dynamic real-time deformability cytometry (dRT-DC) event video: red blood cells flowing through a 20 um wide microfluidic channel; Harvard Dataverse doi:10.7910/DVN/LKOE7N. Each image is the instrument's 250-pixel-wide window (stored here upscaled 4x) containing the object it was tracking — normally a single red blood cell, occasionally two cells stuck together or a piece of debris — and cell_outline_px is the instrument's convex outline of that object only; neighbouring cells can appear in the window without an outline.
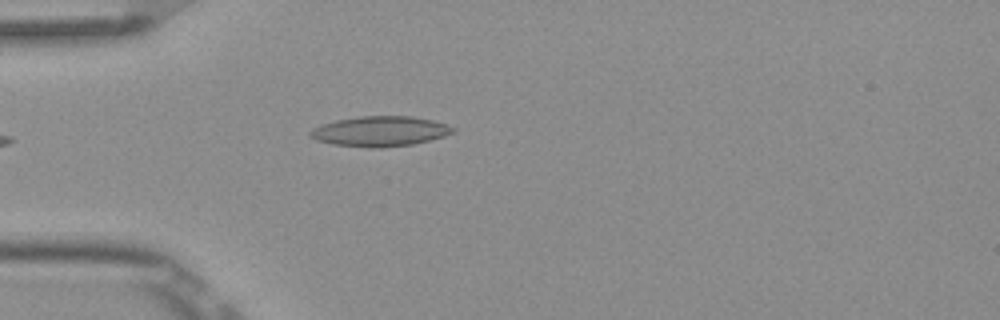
{"species": "Egyptian fruit bat (a non-hibernating species)", "species_latin": "Rousettus aegyptiacus", "temperature_condition": "room temperature", "stored_images_in_passage": 3, "camera_frame_rate_fps": 3000, "um_per_image_px": 0.085, "frame": {"image": 1, "passage_image": 3, "time_ms": 0.667, "image_size_px": [1000, 320], "cell_outline_px": [[456, 128], [452, 132], [444, 136], [412, 144], [380, 148], [372, 148], [332, 144], [316, 140], [308, 136], [308, 132], [312, 128], [320, 124], [336, 120], [360, 116], [412, 116], [432, 120], [448, 124]], "centroid_in_image_um": [32.26, 11.15], "position_along_channel_um": 52.7, "area_um2": 25.14}}